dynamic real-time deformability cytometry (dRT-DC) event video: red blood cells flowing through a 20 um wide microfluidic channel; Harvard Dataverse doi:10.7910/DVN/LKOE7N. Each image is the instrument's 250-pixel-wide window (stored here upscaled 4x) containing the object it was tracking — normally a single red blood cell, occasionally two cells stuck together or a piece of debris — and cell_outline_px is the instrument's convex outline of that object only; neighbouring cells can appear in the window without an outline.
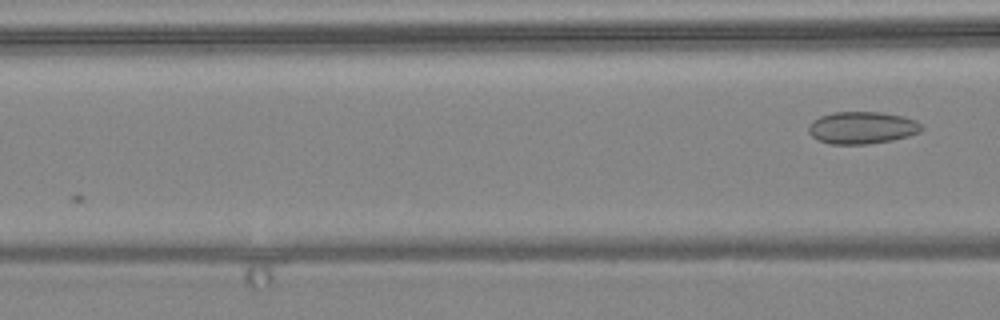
{"species": "common noctule bat (a hibernating species)", "species_latin": "Nyctalus noctula", "temperature_condition": "warm", "stored_images_in_passage": 5, "camera_frame_rate_fps": 3000, "um_per_image_px": 0.085, "animal": {"sex": "female", "body_mass_g": 24.6, "forearm_length_mm": 56.2}, "frame": {"image": 1, "passage_image": 5, "time_ms": 5.0, "image_size_px": [1000, 320], "cell_outline_px": [[924, 128], [920, 132], [908, 136], [892, 140], [868, 144], [828, 144], [812, 136], [808, 132], [808, 124], [812, 120], [820, 116], [832, 112], [880, 112], [904, 116], [916, 120]], "centroid_in_image_um": [73.27, 10.85], "position_along_channel_um": 93.3, "area_um2": 21.39}}